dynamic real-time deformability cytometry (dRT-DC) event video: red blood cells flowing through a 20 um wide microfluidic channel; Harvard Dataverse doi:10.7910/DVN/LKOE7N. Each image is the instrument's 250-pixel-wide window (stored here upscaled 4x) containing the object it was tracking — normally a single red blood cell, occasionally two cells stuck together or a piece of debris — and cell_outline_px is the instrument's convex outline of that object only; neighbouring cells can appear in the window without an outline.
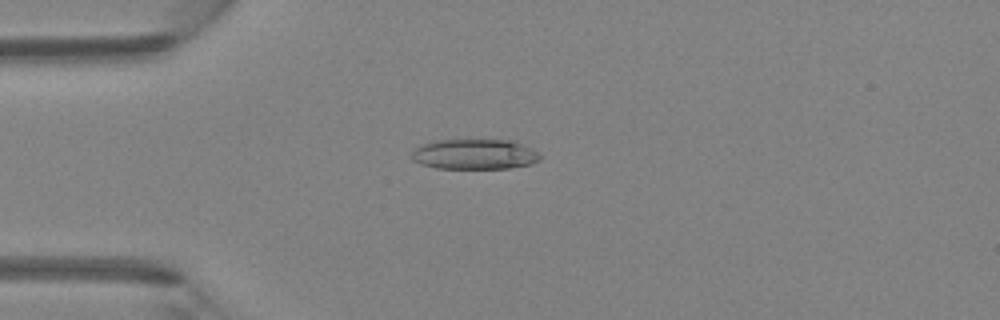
{"species": "Egyptian fruit bat (a non-hibernating species)", "species_latin": "Rousettus aegyptiacus", "temperature_condition": "room temperature", "stored_images_in_passage": 47, "camera_frame_rate_fps": 3000, "um_per_image_px": 0.085, "animal": {"sex": "female"}, "frame": {"image": 1, "passage_image": 13, "time_ms": 4.0, "image_size_px": [1000, 320], "cell_outline_px": [[540, 160], [532, 164], [508, 168], [436, 168], [420, 164], [412, 160], [412, 148], [436, 140], [516, 140], [532, 148], [540, 156]], "centroid_in_image_um": [40.34, 13.1], "position_along_channel_um": 44.7, "area_um2": 22.77}}
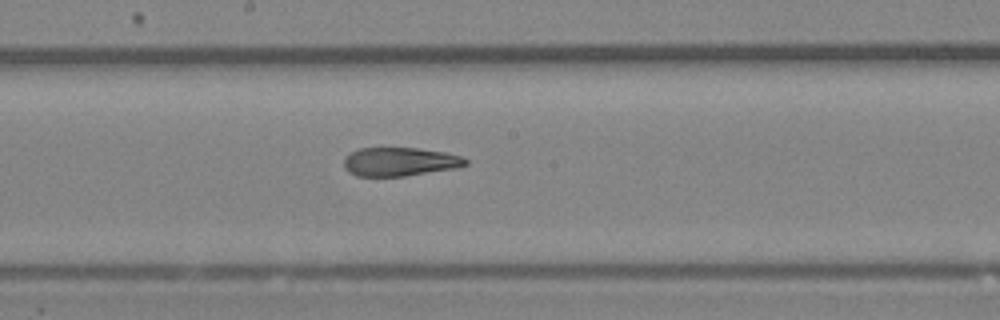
{"frame": {"image": 2, "passage_image": 26, "time_ms": 8.333, "image_size_px": [1000, 320], "cell_outline_px": [[468, 164], [456, 168], [404, 176], [356, 176], [348, 172], [344, 168], [344, 160], [352, 152], [360, 148], [416, 148], [444, 152], [460, 156], [468, 160]], "centroid_in_image_um": [33.98, 13.75], "position_along_channel_um": 214.2, "area_um2": 20.17}}
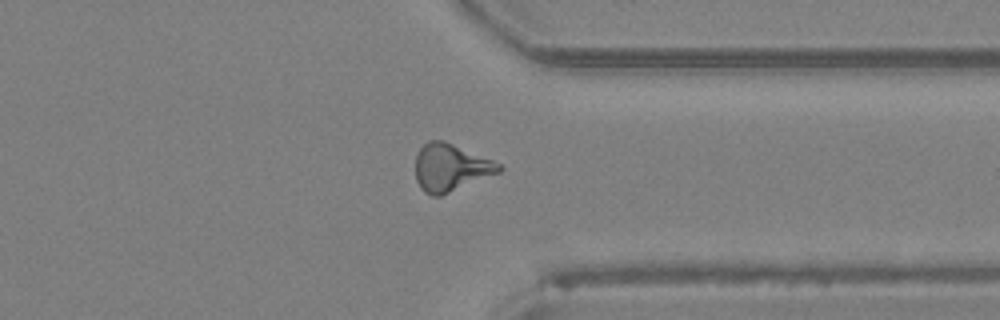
{"frame": {"image": 3, "passage_image": 37, "time_ms": 12.0, "image_size_px": [1000, 320], "cell_outline_px": [[504, 168], [500, 172], [440, 196], [432, 196], [424, 192], [420, 188], [416, 180], [416, 156], [420, 148], [428, 140], [444, 140], [492, 160], [500, 164]], "centroid_in_image_um": [38.28, 14.24], "position_along_channel_um": 373.1, "area_um2": 22.95}, "authors_computed_cell_mechanics": {"area_um2": 22.253, "velocity_mm_per_s": 4.3682, "shape_relaxation_time_tau1_ms": null, "shape_relaxation_time_tau2_ms": 2.7844, "deformation_change_tau1": null, "deformation_change_tau2": 0.121}}